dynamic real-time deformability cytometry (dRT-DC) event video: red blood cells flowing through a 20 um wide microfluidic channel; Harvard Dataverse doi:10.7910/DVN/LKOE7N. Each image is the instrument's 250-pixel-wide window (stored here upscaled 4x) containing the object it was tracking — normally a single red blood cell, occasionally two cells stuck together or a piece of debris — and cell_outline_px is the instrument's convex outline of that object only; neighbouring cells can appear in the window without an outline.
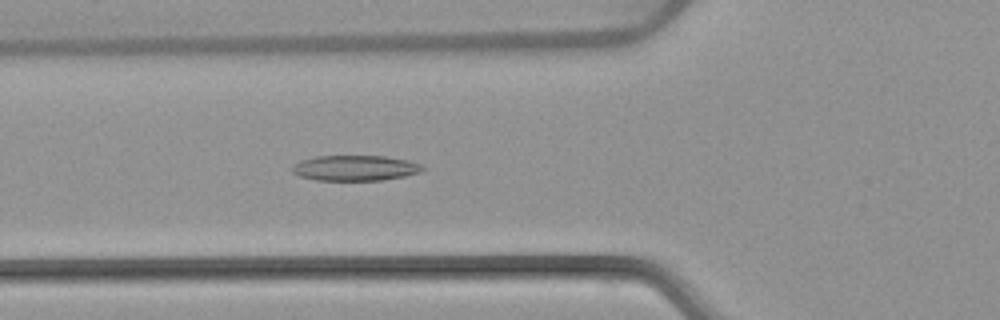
{"species": "common noctule bat (a hibernating species)", "species_latin": "Nyctalus noctula", "temperature_condition": "warm", "stored_images_in_passage": 48, "camera_frame_rate_fps": 3000, "um_per_image_px": 0.085, "animal": {"sex": "female", "body_mass_g": 22.7, "forearm_length_mm": 54.2}, "frame": {"image": 1, "passage_image": 15, "time_ms": 4.667, "image_size_px": [1000, 320], "cell_outline_px": [[424, 168], [420, 172], [404, 176], [384, 180], [316, 180], [300, 176], [292, 172], [292, 168], [300, 160], [316, 156], [384, 156], [408, 160], [420, 164]], "centroid_in_image_um": [30.18, 14.28], "position_along_channel_um": 95.6, "area_um2": 19.19}}
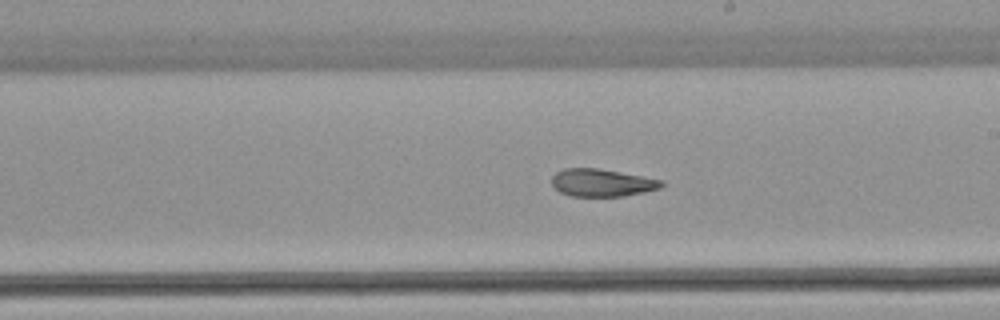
{"frame": {"image": 2, "passage_image": 26, "time_ms": 8.333, "image_size_px": [1000, 320], "cell_outline_px": [[664, 184], [660, 188], [624, 196], [568, 196], [560, 192], [552, 184], [552, 176], [556, 172], [564, 168], [596, 168], [664, 180]], "centroid_in_image_um": [51.14, 15.53], "position_along_channel_um": 237.9, "area_um2": 17.51}}
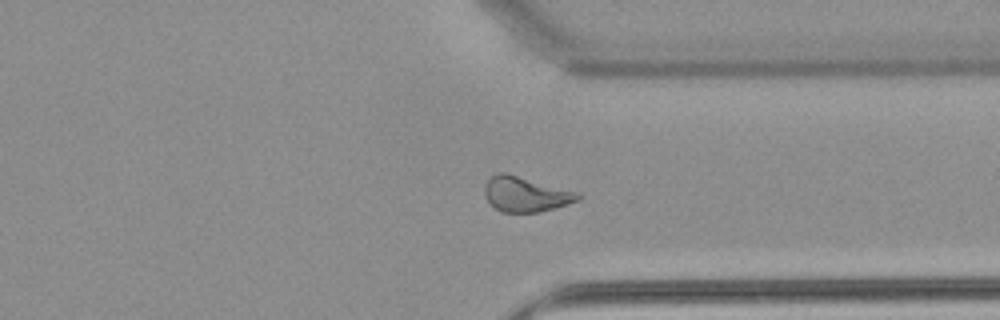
{"frame": {"image": 3, "passage_image": 36, "time_ms": 11.667, "image_size_px": [1000, 320], "cell_outline_px": [[580, 196], [576, 200], [556, 208], [540, 212], [500, 212], [484, 196], [484, 184], [496, 172], [504, 172], [580, 192]], "centroid_in_image_um": [44.66, 16.5], "position_along_channel_um": 366.7, "area_um2": 19.02}, "authors_computed_cell_mechanics": {"area_um2": 19.6231, "velocity_mm_per_s": 3.88, "shape_relaxation_time_tau1_ms": null, "shape_relaxation_time_tau2_ms": 3.1382, "deformation_change_tau1": null, "deformation_change_tau2": 0.0949}}